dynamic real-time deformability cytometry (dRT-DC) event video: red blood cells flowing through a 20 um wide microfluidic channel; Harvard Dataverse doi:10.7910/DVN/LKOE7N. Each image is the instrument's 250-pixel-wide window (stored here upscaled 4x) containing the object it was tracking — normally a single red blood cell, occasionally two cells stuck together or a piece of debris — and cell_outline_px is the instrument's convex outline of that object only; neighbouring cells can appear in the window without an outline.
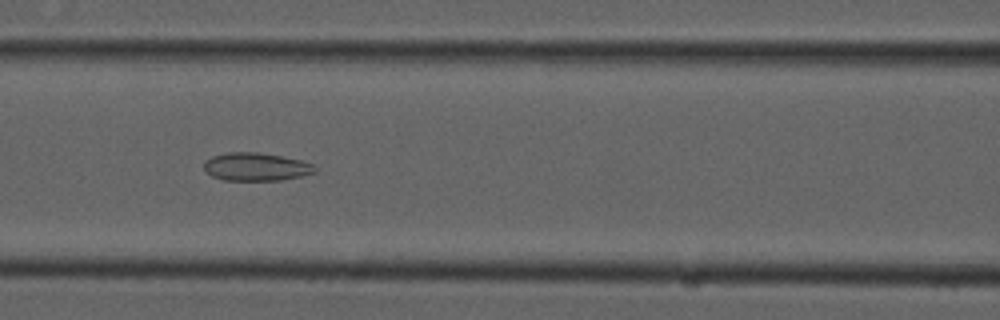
{"species": "common noctule bat (a hibernating species)", "species_latin": "Nyctalus noctula", "temperature_condition": "cold", "stored_images_in_passage": 38, "camera_frame_rate_fps": 3000, "um_per_image_px": 0.085, "animal": {"sex": "male", "forearm_length_mm": 52.5}, "frame": {"image": 1, "passage_image": 13, "time_ms": 4.0, "image_size_px": [1000, 320], "cell_outline_px": [[316, 172], [300, 176], [280, 180], [224, 180], [212, 176], [204, 168], [204, 160], [212, 156], [228, 152], [256, 152], [280, 156], [300, 160], [312, 164], [316, 168]], "centroid_in_image_um": [21.74, 14.17], "position_along_channel_um": 144.9, "area_um2": 17.98}}
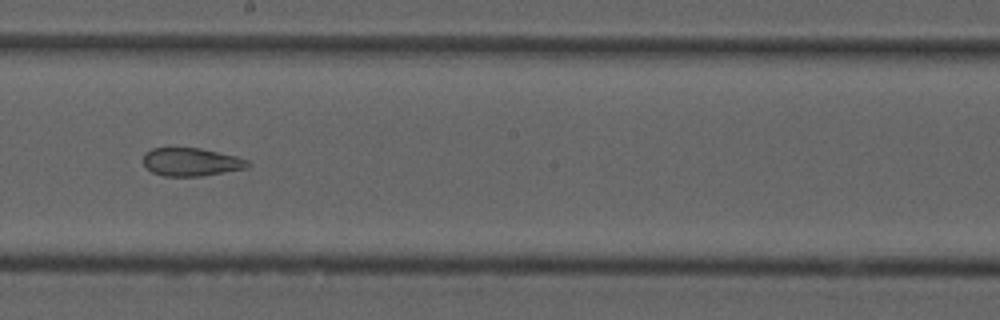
{"frame": {"image": 2, "passage_image": 20, "time_ms": 6.333, "image_size_px": [1000, 320], "cell_outline_px": [[252, 164], [248, 168], [200, 176], [164, 176], [152, 172], [144, 164], [144, 152], [152, 148], [200, 148], [236, 156], [248, 160]], "centroid_in_image_um": [16.27, 13.76], "position_along_channel_um": 231.9, "area_um2": 17.11}}
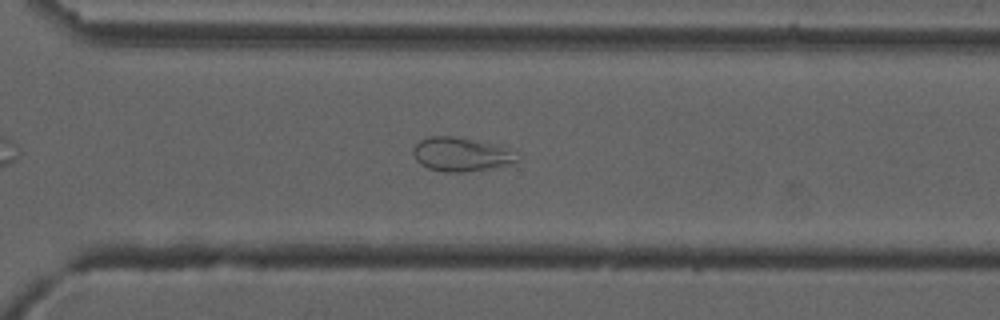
{"frame": {"image": 3, "passage_image": 28, "time_ms": 9.0, "image_size_px": [1000, 320], "cell_outline_px": [[520, 160], [516, 164], [464, 172], [444, 172], [428, 168], [420, 164], [416, 160], [412, 152], [412, 148], [420, 140], [428, 136], [452, 136], [472, 140], [488, 144], [500, 148], [508, 152]], "centroid_in_image_um": [39.08, 13.15], "position_along_channel_um": 331.5, "area_um2": 20.0}, "authors_computed_cell_mechanics": {"area_um2": 19.9699, "velocity_mm_per_s": 3.7364, "shape_relaxation_time_tau1_ms": null, "shape_relaxation_time_tau2_ms": 1.6172, "deformation_change_tau1": null, "deformation_change_tau2": 0.0739}}